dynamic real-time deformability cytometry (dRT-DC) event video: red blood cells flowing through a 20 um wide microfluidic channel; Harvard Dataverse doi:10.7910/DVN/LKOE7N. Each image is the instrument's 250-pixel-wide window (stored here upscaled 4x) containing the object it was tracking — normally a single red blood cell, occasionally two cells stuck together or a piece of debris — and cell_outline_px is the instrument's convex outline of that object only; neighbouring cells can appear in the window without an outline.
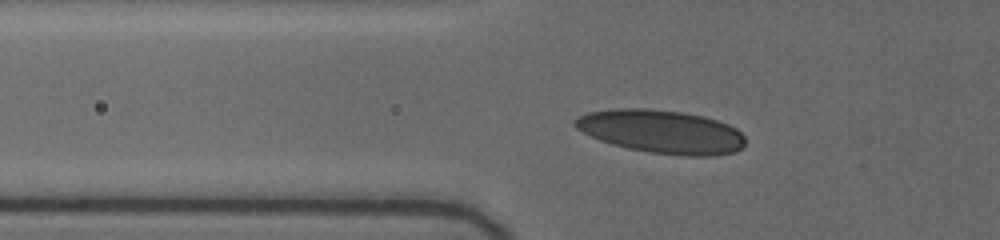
{"species": "human", "species_latin": "Homo sapiens", "temperature_condition": "cold", "stored_images_in_passage": 22, "camera_frame_rate_fps": 3000, "um_per_image_px": 0.085, "donor": {"sex": "female"}, "frame": {"image": 1, "passage_image": 2, "time_ms": 0.333, "image_size_px": [1000, 240], "cell_outline_px": [[744, 148], [736, 152], [712, 156], [684, 156], [648, 152], [628, 148], [612, 144], [600, 140], [576, 128], [572, 124], [572, 120], [588, 112], [616, 108], [648, 108], [684, 112], [704, 116], [728, 124], [736, 128], [744, 136]], "centroid_in_image_um": [56.24, 11.19], "position_along_channel_um": 69.6, "area_um2": 43.29}}
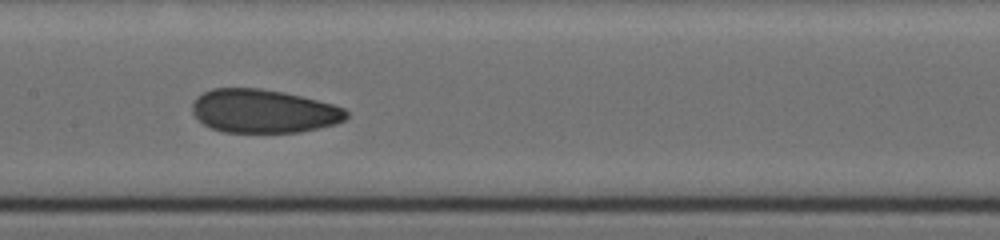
{"frame": {"image": 2, "passage_image": 9, "time_ms": 3.667, "image_size_px": [1000, 240], "cell_outline_px": [[348, 116], [344, 120], [336, 124], [300, 132], [224, 132], [212, 128], [204, 124], [192, 112], [192, 104], [196, 96], [212, 88], [260, 88], [284, 92], [332, 104], [344, 108], [348, 112]], "centroid_in_image_um": [22.39, 9.44], "position_along_channel_um": 185.0, "area_um2": 39.02}}
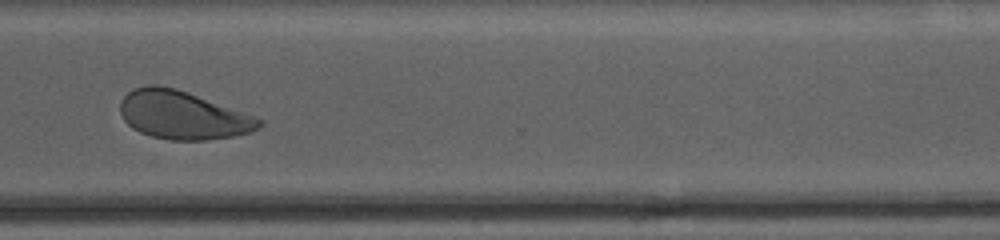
{"frame": {"image": 3, "passage_image": 16, "time_ms": 8.333, "image_size_px": [1000, 240], "cell_outline_px": [[264, 124], [260, 128], [248, 132], [232, 136], [208, 140], [168, 140], [152, 136], [140, 132], [132, 128], [124, 120], [120, 112], [120, 100], [128, 92], [136, 88], [148, 84], [156, 84], [176, 88], [256, 116]], "centroid_in_image_um": [15.51, 9.78], "position_along_channel_um": 355.1, "area_um2": 39.02}}